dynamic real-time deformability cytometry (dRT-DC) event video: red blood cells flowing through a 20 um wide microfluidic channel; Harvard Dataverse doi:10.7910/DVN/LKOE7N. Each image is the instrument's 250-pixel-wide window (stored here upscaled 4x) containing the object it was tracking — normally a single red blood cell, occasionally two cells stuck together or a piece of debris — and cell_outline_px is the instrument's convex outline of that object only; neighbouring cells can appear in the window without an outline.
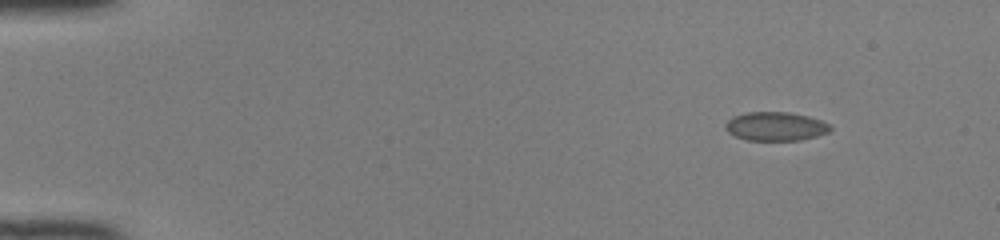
{"species": "common noctule bat (a hibernating species)", "species_latin": "Nyctalus noctula", "temperature_condition": "room temperature", "stored_images_in_passage": 46, "camera_frame_rate_fps": 3000, "um_per_image_px": 0.085, "animal": {"sex": "female", "body_mass_g": 22.0, "forearm_length_mm": 56.7}, "frame": {"image": 1, "passage_image": 1, "time_ms": 0.0, "image_size_px": [1000, 240], "cell_outline_px": [[832, 128], [828, 132], [816, 136], [800, 140], [748, 140], [736, 136], [728, 132], [724, 128], [724, 124], [732, 116], [748, 112], [788, 112], [808, 116], [820, 120], [828, 124]], "centroid_in_image_um": [65.89, 10.73], "position_along_channel_um": 19.1, "area_um2": 17.51}}
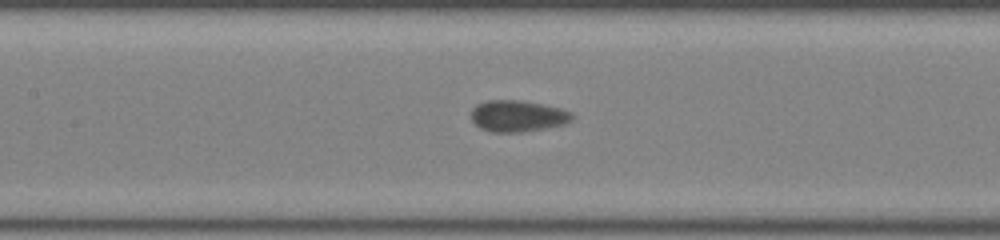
{"frame": {"image": 2, "passage_image": 20, "time_ms": 6.333, "image_size_px": [1000, 240], "cell_outline_px": [[576, 116], [572, 120], [564, 124], [544, 128], [520, 132], [492, 132], [480, 128], [472, 120], [472, 108], [476, 104], [488, 100], [520, 100], [560, 108], [572, 112]], "centroid_in_image_um": [44.01, 9.86], "position_along_channel_um": 163.4, "area_um2": 18.44}}
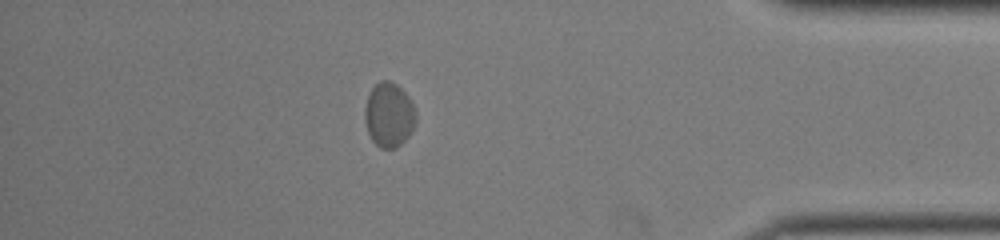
{"frame": {"image": 3, "passage_image": 40, "time_ms": 13.0, "image_size_px": [1000, 240], "cell_outline_px": [[416, 124], [412, 132], [396, 148], [380, 148], [372, 140], [368, 132], [364, 120], [364, 108], [368, 96], [372, 88], [380, 80], [388, 80], [396, 84], [408, 96], [416, 112]], "centroid_in_image_um": [33.06, 9.77], "position_along_channel_um": 402.1, "area_um2": 19.25}, "authors_computed_cell_mechanics": {"area_um2": 18.1492, "velocity_mm_per_s": 4.0373, "shape_relaxation_time_tau1_ms": 1.17, "shape_relaxation_time_tau2_ms": null, "deformation_change_tau1": 0.0438, "deformation_change_tau2": null}}